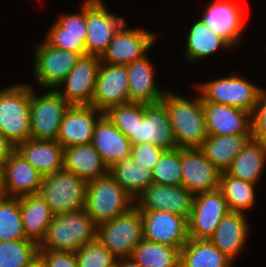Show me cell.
Listing matches in <instances>:
<instances>
[{"label": "cell", "mask_w": 266, "mask_h": 267, "mask_svg": "<svg viewBox=\"0 0 266 267\" xmlns=\"http://www.w3.org/2000/svg\"><path fill=\"white\" fill-rule=\"evenodd\" d=\"M31 83L0 88V131L15 148L30 139Z\"/></svg>", "instance_id": "3"}, {"label": "cell", "mask_w": 266, "mask_h": 267, "mask_svg": "<svg viewBox=\"0 0 266 267\" xmlns=\"http://www.w3.org/2000/svg\"><path fill=\"white\" fill-rule=\"evenodd\" d=\"M149 56L126 65L128 73L129 102L154 104L161 102L166 89L160 87L155 79L154 68ZM165 89V90H164Z\"/></svg>", "instance_id": "25"}, {"label": "cell", "mask_w": 266, "mask_h": 267, "mask_svg": "<svg viewBox=\"0 0 266 267\" xmlns=\"http://www.w3.org/2000/svg\"><path fill=\"white\" fill-rule=\"evenodd\" d=\"M252 139L266 144V90L261 88L252 113Z\"/></svg>", "instance_id": "44"}, {"label": "cell", "mask_w": 266, "mask_h": 267, "mask_svg": "<svg viewBox=\"0 0 266 267\" xmlns=\"http://www.w3.org/2000/svg\"><path fill=\"white\" fill-rule=\"evenodd\" d=\"M192 98L167 89L161 102L166 106L177 148H199L207 138L206 120L202 97Z\"/></svg>", "instance_id": "1"}, {"label": "cell", "mask_w": 266, "mask_h": 267, "mask_svg": "<svg viewBox=\"0 0 266 267\" xmlns=\"http://www.w3.org/2000/svg\"><path fill=\"white\" fill-rule=\"evenodd\" d=\"M97 239V225L85 208L54 215L38 250L76 252Z\"/></svg>", "instance_id": "2"}, {"label": "cell", "mask_w": 266, "mask_h": 267, "mask_svg": "<svg viewBox=\"0 0 266 267\" xmlns=\"http://www.w3.org/2000/svg\"><path fill=\"white\" fill-rule=\"evenodd\" d=\"M181 148L165 150L152 170L153 183L182 185Z\"/></svg>", "instance_id": "38"}, {"label": "cell", "mask_w": 266, "mask_h": 267, "mask_svg": "<svg viewBox=\"0 0 266 267\" xmlns=\"http://www.w3.org/2000/svg\"><path fill=\"white\" fill-rule=\"evenodd\" d=\"M14 147L6 140L3 133L0 131V172L4 167V163Z\"/></svg>", "instance_id": "46"}, {"label": "cell", "mask_w": 266, "mask_h": 267, "mask_svg": "<svg viewBox=\"0 0 266 267\" xmlns=\"http://www.w3.org/2000/svg\"><path fill=\"white\" fill-rule=\"evenodd\" d=\"M229 212L227 201L219 189L196 194L187 219L189 238L209 239Z\"/></svg>", "instance_id": "13"}, {"label": "cell", "mask_w": 266, "mask_h": 267, "mask_svg": "<svg viewBox=\"0 0 266 267\" xmlns=\"http://www.w3.org/2000/svg\"><path fill=\"white\" fill-rule=\"evenodd\" d=\"M63 170L87 182L109 173L108 167L91 142L64 148Z\"/></svg>", "instance_id": "28"}, {"label": "cell", "mask_w": 266, "mask_h": 267, "mask_svg": "<svg viewBox=\"0 0 266 267\" xmlns=\"http://www.w3.org/2000/svg\"><path fill=\"white\" fill-rule=\"evenodd\" d=\"M31 85L30 138L57 140L60 124L70 104L53 89L39 94Z\"/></svg>", "instance_id": "8"}, {"label": "cell", "mask_w": 266, "mask_h": 267, "mask_svg": "<svg viewBox=\"0 0 266 267\" xmlns=\"http://www.w3.org/2000/svg\"><path fill=\"white\" fill-rule=\"evenodd\" d=\"M38 256L45 267H78L74 252L56 250H38Z\"/></svg>", "instance_id": "45"}, {"label": "cell", "mask_w": 266, "mask_h": 267, "mask_svg": "<svg viewBox=\"0 0 266 267\" xmlns=\"http://www.w3.org/2000/svg\"><path fill=\"white\" fill-rule=\"evenodd\" d=\"M180 248L143 239L131 257L142 267H180Z\"/></svg>", "instance_id": "35"}, {"label": "cell", "mask_w": 266, "mask_h": 267, "mask_svg": "<svg viewBox=\"0 0 266 267\" xmlns=\"http://www.w3.org/2000/svg\"><path fill=\"white\" fill-rule=\"evenodd\" d=\"M43 175L13 149L1 172V194L22 197L38 194Z\"/></svg>", "instance_id": "18"}, {"label": "cell", "mask_w": 266, "mask_h": 267, "mask_svg": "<svg viewBox=\"0 0 266 267\" xmlns=\"http://www.w3.org/2000/svg\"><path fill=\"white\" fill-rule=\"evenodd\" d=\"M32 46V73L35 86L41 90H56L81 57L78 53L53 47L45 40Z\"/></svg>", "instance_id": "9"}, {"label": "cell", "mask_w": 266, "mask_h": 267, "mask_svg": "<svg viewBox=\"0 0 266 267\" xmlns=\"http://www.w3.org/2000/svg\"><path fill=\"white\" fill-rule=\"evenodd\" d=\"M164 151L165 150L160 147L143 142L138 145H132L130 157L136 165L147 166L150 170H153Z\"/></svg>", "instance_id": "43"}, {"label": "cell", "mask_w": 266, "mask_h": 267, "mask_svg": "<svg viewBox=\"0 0 266 267\" xmlns=\"http://www.w3.org/2000/svg\"><path fill=\"white\" fill-rule=\"evenodd\" d=\"M44 40L53 47L72 51L81 56L86 55L83 35L61 34V25L57 21L49 27Z\"/></svg>", "instance_id": "41"}, {"label": "cell", "mask_w": 266, "mask_h": 267, "mask_svg": "<svg viewBox=\"0 0 266 267\" xmlns=\"http://www.w3.org/2000/svg\"><path fill=\"white\" fill-rule=\"evenodd\" d=\"M251 139L252 135H208L199 149L215 167L224 172Z\"/></svg>", "instance_id": "30"}, {"label": "cell", "mask_w": 266, "mask_h": 267, "mask_svg": "<svg viewBox=\"0 0 266 267\" xmlns=\"http://www.w3.org/2000/svg\"><path fill=\"white\" fill-rule=\"evenodd\" d=\"M26 267H45L44 263L40 259L39 256H37L33 261H31Z\"/></svg>", "instance_id": "48"}, {"label": "cell", "mask_w": 266, "mask_h": 267, "mask_svg": "<svg viewBox=\"0 0 266 267\" xmlns=\"http://www.w3.org/2000/svg\"><path fill=\"white\" fill-rule=\"evenodd\" d=\"M27 239L23 230L20 199L0 194V241Z\"/></svg>", "instance_id": "36"}, {"label": "cell", "mask_w": 266, "mask_h": 267, "mask_svg": "<svg viewBox=\"0 0 266 267\" xmlns=\"http://www.w3.org/2000/svg\"><path fill=\"white\" fill-rule=\"evenodd\" d=\"M144 239L182 248L188 241L187 219L168 211H140Z\"/></svg>", "instance_id": "17"}, {"label": "cell", "mask_w": 266, "mask_h": 267, "mask_svg": "<svg viewBox=\"0 0 266 267\" xmlns=\"http://www.w3.org/2000/svg\"><path fill=\"white\" fill-rule=\"evenodd\" d=\"M0 194H1V172H0Z\"/></svg>", "instance_id": "49"}, {"label": "cell", "mask_w": 266, "mask_h": 267, "mask_svg": "<svg viewBox=\"0 0 266 267\" xmlns=\"http://www.w3.org/2000/svg\"><path fill=\"white\" fill-rule=\"evenodd\" d=\"M103 114L92 105H70L63 116L56 141L63 148L90 143L95 124Z\"/></svg>", "instance_id": "21"}, {"label": "cell", "mask_w": 266, "mask_h": 267, "mask_svg": "<svg viewBox=\"0 0 266 267\" xmlns=\"http://www.w3.org/2000/svg\"><path fill=\"white\" fill-rule=\"evenodd\" d=\"M19 199L25 236L39 246L46 236L54 214L39 194L22 196Z\"/></svg>", "instance_id": "29"}, {"label": "cell", "mask_w": 266, "mask_h": 267, "mask_svg": "<svg viewBox=\"0 0 266 267\" xmlns=\"http://www.w3.org/2000/svg\"><path fill=\"white\" fill-rule=\"evenodd\" d=\"M234 264L209 239L189 238L180 250V267H231Z\"/></svg>", "instance_id": "32"}, {"label": "cell", "mask_w": 266, "mask_h": 267, "mask_svg": "<svg viewBox=\"0 0 266 267\" xmlns=\"http://www.w3.org/2000/svg\"><path fill=\"white\" fill-rule=\"evenodd\" d=\"M115 267H142L132 257H125L116 260Z\"/></svg>", "instance_id": "47"}, {"label": "cell", "mask_w": 266, "mask_h": 267, "mask_svg": "<svg viewBox=\"0 0 266 267\" xmlns=\"http://www.w3.org/2000/svg\"><path fill=\"white\" fill-rule=\"evenodd\" d=\"M100 63L99 56H81L56 91L70 105H91Z\"/></svg>", "instance_id": "15"}, {"label": "cell", "mask_w": 266, "mask_h": 267, "mask_svg": "<svg viewBox=\"0 0 266 267\" xmlns=\"http://www.w3.org/2000/svg\"><path fill=\"white\" fill-rule=\"evenodd\" d=\"M185 36L184 57L191 64L210 58L218 51L230 52L235 47L221 34L211 29L200 17L190 25ZM200 60V61H199Z\"/></svg>", "instance_id": "23"}, {"label": "cell", "mask_w": 266, "mask_h": 267, "mask_svg": "<svg viewBox=\"0 0 266 267\" xmlns=\"http://www.w3.org/2000/svg\"><path fill=\"white\" fill-rule=\"evenodd\" d=\"M104 114L127 137L135 135L138 120L144 116V103L128 102L109 107Z\"/></svg>", "instance_id": "39"}, {"label": "cell", "mask_w": 266, "mask_h": 267, "mask_svg": "<svg viewBox=\"0 0 266 267\" xmlns=\"http://www.w3.org/2000/svg\"><path fill=\"white\" fill-rule=\"evenodd\" d=\"M256 184L230 176L226 171L221 173L219 190L227 201L231 212H248L256 206Z\"/></svg>", "instance_id": "34"}, {"label": "cell", "mask_w": 266, "mask_h": 267, "mask_svg": "<svg viewBox=\"0 0 266 267\" xmlns=\"http://www.w3.org/2000/svg\"><path fill=\"white\" fill-rule=\"evenodd\" d=\"M128 102L129 88L126 65L101 62L91 105L105 112L109 107Z\"/></svg>", "instance_id": "19"}, {"label": "cell", "mask_w": 266, "mask_h": 267, "mask_svg": "<svg viewBox=\"0 0 266 267\" xmlns=\"http://www.w3.org/2000/svg\"><path fill=\"white\" fill-rule=\"evenodd\" d=\"M87 184L81 177L61 170L43 177L38 194L58 215L85 207Z\"/></svg>", "instance_id": "6"}, {"label": "cell", "mask_w": 266, "mask_h": 267, "mask_svg": "<svg viewBox=\"0 0 266 267\" xmlns=\"http://www.w3.org/2000/svg\"><path fill=\"white\" fill-rule=\"evenodd\" d=\"M38 249L29 239L0 241V267H26L38 256Z\"/></svg>", "instance_id": "37"}, {"label": "cell", "mask_w": 266, "mask_h": 267, "mask_svg": "<svg viewBox=\"0 0 266 267\" xmlns=\"http://www.w3.org/2000/svg\"><path fill=\"white\" fill-rule=\"evenodd\" d=\"M208 135H252V113L213 102H202Z\"/></svg>", "instance_id": "22"}, {"label": "cell", "mask_w": 266, "mask_h": 267, "mask_svg": "<svg viewBox=\"0 0 266 267\" xmlns=\"http://www.w3.org/2000/svg\"><path fill=\"white\" fill-rule=\"evenodd\" d=\"M14 149L43 176L63 170L64 148L56 140L30 138Z\"/></svg>", "instance_id": "27"}, {"label": "cell", "mask_w": 266, "mask_h": 267, "mask_svg": "<svg viewBox=\"0 0 266 267\" xmlns=\"http://www.w3.org/2000/svg\"><path fill=\"white\" fill-rule=\"evenodd\" d=\"M247 214L229 212L222 218L209 240L230 259L236 262L241 252L245 250L251 233V225ZM244 249V250H243Z\"/></svg>", "instance_id": "24"}, {"label": "cell", "mask_w": 266, "mask_h": 267, "mask_svg": "<svg viewBox=\"0 0 266 267\" xmlns=\"http://www.w3.org/2000/svg\"><path fill=\"white\" fill-rule=\"evenodd\" d=\"M78 267H115L117 258L98 239L75 252Z\"/></svg>", "instance_id": "40"}, {"label": "cell", "mask_w": 266, "mask_h": 267, "mask_svg": "<svg viewBox=\"0 0 266 267\" xmlns=\"http://www.w3.org/2000/svg\"><path fill=\"white\" fill-rule=\"evenodd\" d=\"M125 23L126 18L110 12L104 0H86V55L101 57Z\"/></svg>", "instance_id": "10"}, {"label": "cell", "mask_w": 266, "mask_h": 267, "mask_svg": "<svg viewBox=\"0 0 266 267\" xmlns=\"http://www.w3.org/2000/svg\"><path fill=\"white\" fill-rule=\"evenodd\" d=\"M135 200L108 173L91 180L86 190V213L98 226L128 212Z\"/></svg>", "instance_id": "4"}, {"label": "cell", "mask_w": 266, "mask_h": 267, "mask_svg": "<svg viewBox=\"0 0 266 267\" xmlns=\"http://www.w3.org/2000/svg\"><path fill=\"white\" fill-rule=\"evenodd\" d=\"M156 33L149 30L130 28L126 22L114 35L107 50L100 57L101 62L114 65H127L147 56L157 43Z\"/></svg>", "instance_id": "12"}, {"label": "cell", "mask_w": 266, "mask_h": 267, "mask_svg": "<svg viewBox=\"0 0 266 267\" xmlns=\"http://www.w3.org/2000/svg\"><path fill=\"white\" fill-rule=\"evenodd\" d=\"M98 241L117 259L131 257L144 239L140 211L134 206L128 212L97 226Z\"/></svg>", "instance_id": "7"}, {"label": "cell", "mask_w": 266, "mask_h": 267, "mask_svg": "<svg viewBox=\"0 0 266 267\" xmlns=\"http://www.w3.org/2000/svg\"><path fill=\"white\" fill-rule=\"evenodd\" d=\"M80 12L60 13L56 21L61 25V34L83 35V42H86V0L80 4Z\"/></svg>", "instance_id": "42"}, {"label": "cell", "mask_w": 266, "mask_h": 267, "mask_svg": "<svg viewBox=\"0 0 266 267\" xmlns=\"http://www.w3.org/2000/svg\"><path fill=\"white\" fill-rule=\"evenodd\" d=\"M109 174L134 200L153 183L152 170L136 165L131 157L114 164Z\"/></svg>", "instance_id": "33"}, {"label": "cell", "mask_w": 266, "mask_h": 267, "mask_svg": "<svg viewBox=\"0 0 266 267\" xmlns=\"http://www.w3.org/2000/svg\"><path fill=\"white\" fill-rule=\"evenodd\" d=\"M195 195L182 185L152 183L136 199L139 211H168L188 219Z\"/></svg>", "instance_id": "14"}, {"label": "cell", "mask_w": 266, "mask_h": 267, "mask_svg": "<svg viewBox=\"0 0 266 267\" xmlns=\"http://www.w3.org/2000/svg\"><path fill=\"white\" fill-rule=\"evenodd\" d=\"M205 5L199 17L235 48L242 45L240 43L247 29L244 28L247 21L244 4L239 0H211Z\"/></svg>", "instance_id": "11"}, {"label": "cell", "mask_w": 266, "mask_h": 267, "mask_svg": "<svg viewBox=\"0 0 266 267\" xmlns=\"http://www.w3.org/2000/svg\"><path fill=\"white\" fill-rule=\"evenodd\" d=\"M128 139L132 145L145 142L163 150L177 148L166 106L162 102L144 103L143 119L138 120L135 135H131Z\"/></svg>", "instance_id": "16"}, {"label": "cell", "mask_w": 266, "mask_h": 267, "mask_svg": "<svg viewBox=\"0 0 266 267\" xmlns=\"http://www.w3.org/2000/svg\"><path fill=\"white\" fill-rule=\"evenodd\" d=\"M91 143L108 169L131 155L132 143L105 114L95 124Z\"/></svg>", "instance_id": "26"}, {"label": "cell", "mask_w": 266, "mask_h": 267, "mask_svg": "<svg viewBox=\"0 0 266 267\" xmlns=\"http://www.w3.org/2000/svg\"><path fill=\"white\" fill-rule=\"evenodd\" d=\"M241 75H229L196 83L202 102H213L253 113L262 87Z\"/></svg>", "instance_id": "5"}, {"label": "cell", "mask_w": 266, "mask_h": 267, "mask_svg": "<svg viewBox=\"0 0 266 267\" xmlns=\"http://www.w3.org/2000/svg\"><path fill=\"white\" fill-rule=\"evenodd\" d=\"M182 186L194 195L219 189L221 171L199 148H181Z\"/></svg>", "instance_id": "20"}, {"label": "cell", "mask_w": 266, "mask_h": 267, "mask_svg": "<svg viewBox=\"0 0 266 267\" xmlns=\"http://www.w3.org/2000/svg\"><path fill=\"white\" fill-rule=\"evenodd\" d=\"M266 170V144L251 139L226 172L235 178L258 184Z\"/></svg>", "instance_id": "31"}]
</instances>
